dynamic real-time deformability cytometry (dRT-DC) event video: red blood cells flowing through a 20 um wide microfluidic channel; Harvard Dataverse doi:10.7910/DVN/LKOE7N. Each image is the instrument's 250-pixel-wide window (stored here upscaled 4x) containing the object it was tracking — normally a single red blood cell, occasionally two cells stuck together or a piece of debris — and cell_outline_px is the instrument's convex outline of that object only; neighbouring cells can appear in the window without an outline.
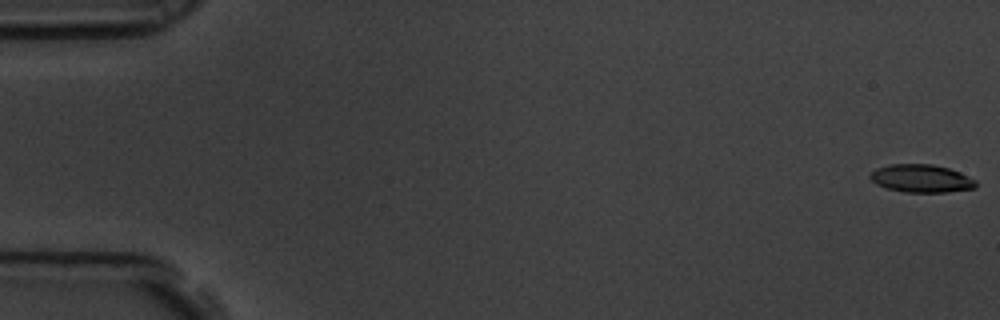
{"species": "common noctule bat (a hibernating species)", "species_latin": "Nyctalus noctula", "temperature_condition": "room temperature", "stored_images_in_passage": 7, "camera_frame_rate_fps": 3000, "um_per_image_px": 0.085, "animal": {"sex": "male", "body_mass_g": 19.5, "forearm_length_mm": 54.6}, "frame": {"image": 1, "passage_image": 1, "time_ms": 0.0, "image_size_px": [1000, 320], "cell_outline_px": [[976, 188], [944, 192], [904, 192], [884, 188], [876, 184], [868, 176], [876, 168], [888, 164], [932, 164], [948, 168], [960, 172], [976, 180]], "centroid_in_image_um": [78.28, 15.17], "position_along_channel_um": 6.7, "area_um2": 17.28}}